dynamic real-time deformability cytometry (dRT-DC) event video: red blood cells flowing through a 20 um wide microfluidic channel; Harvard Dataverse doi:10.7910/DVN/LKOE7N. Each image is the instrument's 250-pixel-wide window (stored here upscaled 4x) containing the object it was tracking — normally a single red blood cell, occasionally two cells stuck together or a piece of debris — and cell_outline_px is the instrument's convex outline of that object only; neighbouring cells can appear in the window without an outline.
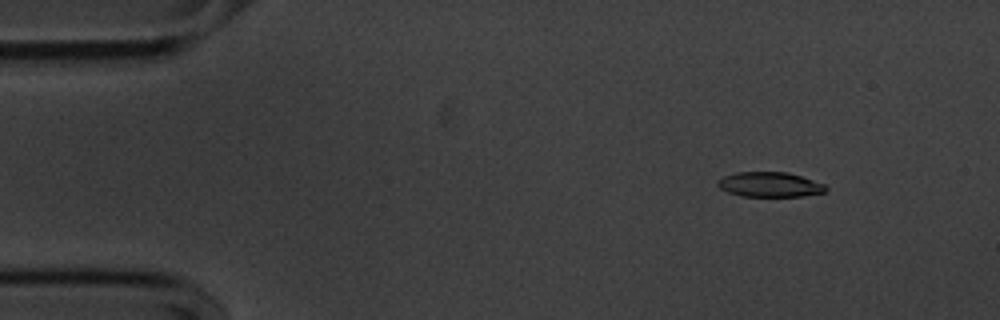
{"species": "common noctule bat (a hibernating species)", "species_latin": "Nyctalus noctula", "temperature_condition": "cold", "stored_images_in_passage": 18, "camera_frame_rate_fps": 3000, "um_per_image_px": 0.085, "animal": {"sex": "male", "body_mass_g": 20.1, "forearm_length_mm": 53.5}, "frame": {"image": 1, "passage_image": 5, "time_ms": 1.333, "image_size_px": [1000, 320], "cell_outline_px": [[828, 188], [824, 192], [804, 196], [740, 196], [728, 192], [720, 188], [716, 184], [724, 176], [736, 172], [788, 172], [824, 184]], "centroid_in_image_um": [65.43, 15.69], "position_along_channel_um": 19.6, "area_um2": 15.55}}
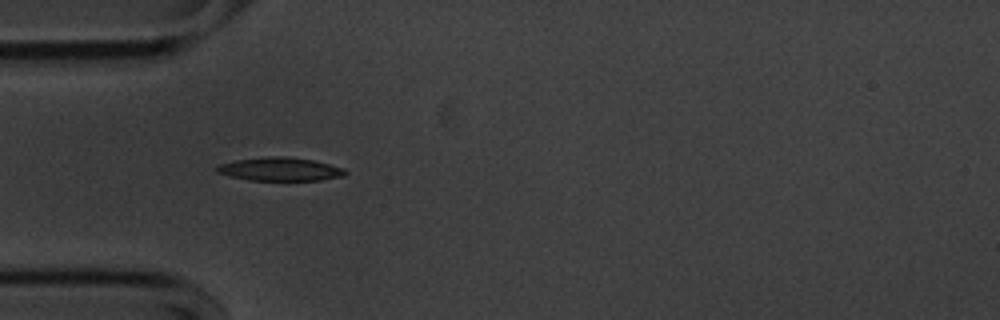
{"frame": {"image": 2, "passage_image": 15, "time_ms": 4.667, "image_size_px": [1000, 320], "cell_outline_px": [[348, 172], [344, 176], [320, 180], [248, 180], [216, 172], [212, 168], [216, 164], [236, 160], [268, 156], [288, 156], [312, 160], [344, 168]], "centroid_in_image_um": [23.76, 14.37], "position_along_channel_um": 61.2, "area_um2": 17.63}}
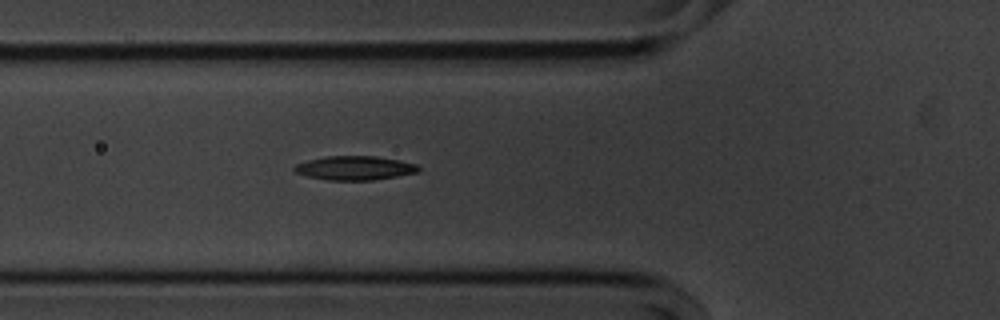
{"frame": {"image": 3, "passage_image": 18, "time_ms": 5.667, "image_size_px": [1000, 320], "cell_outline_px": [[420, 172], [372, 180], [328, 180], [308, 176], [296, 172], [292, 168], [296, 164], [308, 160], [324, 156], [376, 156], [400, 160], [416, 164], [420, 168]], "centroid_in_image_um": [30.17, 14.27], "position_along_channel_um": 95.6, "area_um2": 17.34}}